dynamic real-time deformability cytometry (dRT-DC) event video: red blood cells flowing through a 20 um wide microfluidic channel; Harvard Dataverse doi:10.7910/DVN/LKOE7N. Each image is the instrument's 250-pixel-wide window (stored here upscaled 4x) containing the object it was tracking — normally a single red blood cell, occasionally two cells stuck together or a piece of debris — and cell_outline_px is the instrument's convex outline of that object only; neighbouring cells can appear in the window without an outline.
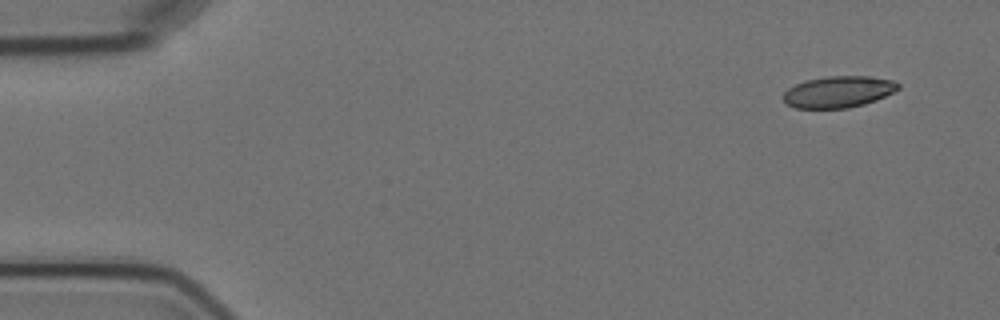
{"species": "Egyptian fruit bat (a non-hibernating species)", "species_latin": "Rousettus aegyptiacus", "temperature_condition": "cold", "stored_images_in_passage": 3, "camera_frame_rate_fps": 3000, "um_per_image_px": 0.085, "animal": {"sex": "female"}, "frame": {"image": 1, "passage_image": 1, "time_ms": 0.0, "image_size_px": [1000, 320], "cell_outline_px": [[900, 88], [876, 100], [864, 104], [848, 108], [796, 108], [784, 104], [784, 92], [788, 88], [804, 80], [828, 76], [872, 76], [892, 80], [900, 84]], "centroid_in_image_um": [71.25, 7.8], "position_along_channel_um": 13.8, "area_um2": 21.15}}